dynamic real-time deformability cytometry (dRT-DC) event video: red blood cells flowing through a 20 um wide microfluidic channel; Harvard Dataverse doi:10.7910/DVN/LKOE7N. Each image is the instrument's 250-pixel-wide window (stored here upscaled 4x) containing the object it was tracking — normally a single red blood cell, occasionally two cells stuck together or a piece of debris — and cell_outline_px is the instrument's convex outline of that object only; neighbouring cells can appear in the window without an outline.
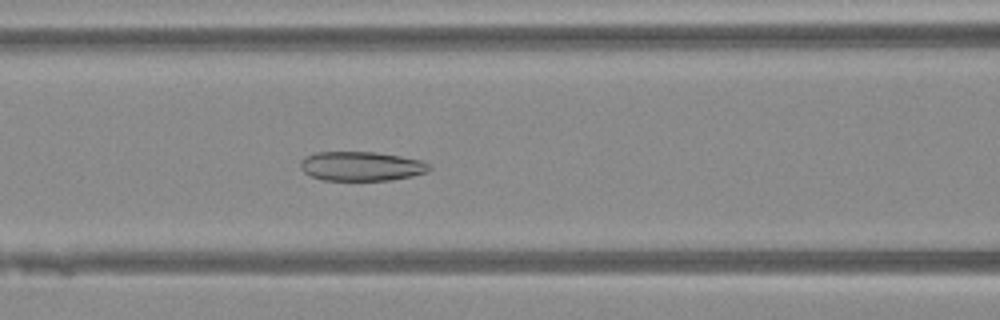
{"species": "Egyptian fruit bat (a non-hibernating species)", "species_latin": "Rousettus aegyptiacus", "temperature_condition": "warm", "stored_images_in_passage": 44, "camera_frame_rate_fps": 3000, "um_per_image_px": 0.085, "animal": {"sex": "female"}, "frame": {"image": 1, "passage_image": 15, "time_ms": 4.667, "image_size_px": [1000, 320], "cell_outline_px": [[432, 168], [428, 172], [412, 176], [392, 180], [320, 180], [304, 172], [300, 168], [300, 160], [304, 156], [316, 152], [376, 152], [400, 156], [420, 160], [432, 164]], "centroid_in_image_um": [30.72, 14.13], "position_along_channel_um": 135.9, "area_um2": 22.25}}
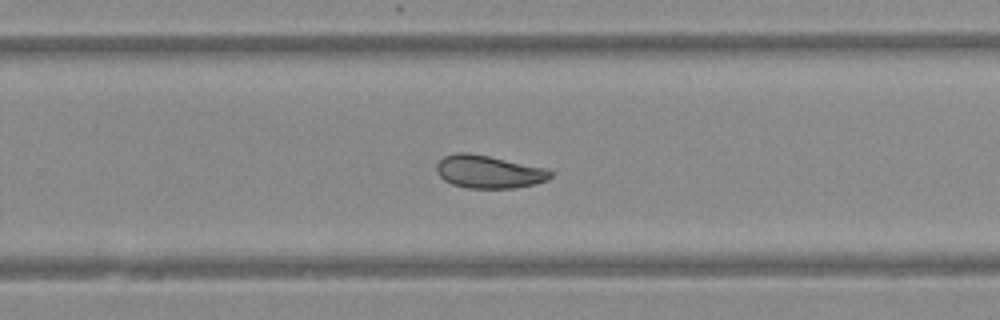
{"frame": {"image": 2, "passage_image": 26, "time_ms": 8.333, "image_size_px": [1000, 320], "cell_outline_px": [[552, 176], [548, 180], [536, 184], [516, 188], [468, 188], [452, 184], [444, 180], [440, 176], [436, 168], [436, 164], [444, 156], [456, 152], [468, 152], [548, 168], [552, 172]], "centroid_in_image_um": [41.57, 14.6], "position_along_channel_um": 288.2, "area_um2": 21.96}}
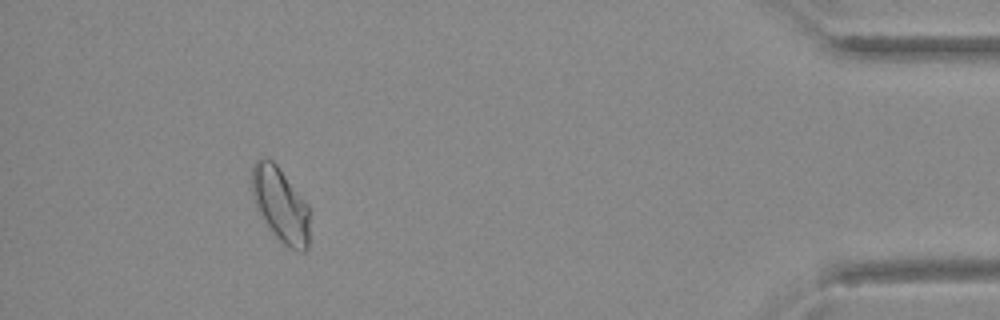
{"frame": {"image": 3, "passage_image": 39, "time_ms": 12.667, "image_size_px": [1000, 320], "cell_outline_px": [[308, 248], [304, 252], [300, 252], [288, 248], [268, 228], [256, 208], [252, 196], [252, 168], [256, 160], [272, 160], [276, 164], [308, 204]], "centroid_in_image_um": [23.83, 17.44], "position_along_channel_um": 411.4, "area_um2": 24.85}}